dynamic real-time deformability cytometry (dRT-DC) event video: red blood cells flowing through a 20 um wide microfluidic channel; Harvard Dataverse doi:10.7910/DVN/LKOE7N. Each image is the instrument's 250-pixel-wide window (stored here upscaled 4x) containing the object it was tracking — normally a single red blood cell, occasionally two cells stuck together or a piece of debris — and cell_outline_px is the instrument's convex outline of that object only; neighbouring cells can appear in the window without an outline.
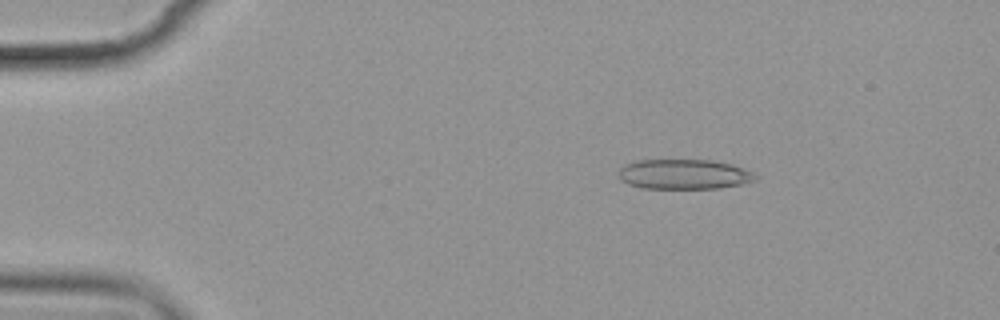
{"species": "common noctule bat (a hibernating species)", "species_latin": "Nyctalus noctula", "temperature_condition": "cold", "stored_images_in_passage": 5, "camera_frame_rate_fps": 3000, "um_per_image_px": 0.085, "animal": {"sex": "female", "body_mass_g": 19.9}, "frame": {"image": 1, "passage_image": 3, "time_ms": 2.0, "image_size_px": [1000, 320], "cell_outline_px": [[756, 180], [744, 184], [720, 188], [644, 188], [628, 184], [620, 180], [620, 168], [624, 164], [632, 160], [712, 160], [732, 164], [744, 168], [752, 172], [756, 176]], "centroid_in_image_um": [58.15, 14.8], "position_along_channel_um": 26.9, "area_um2": 23.99}}
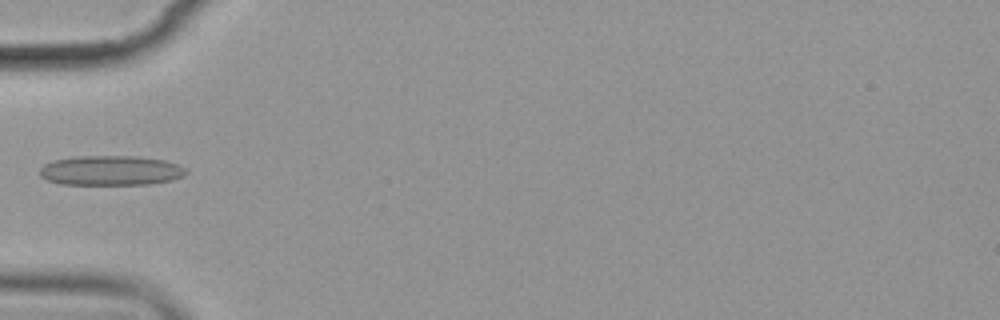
{"frame": {"image": 2, "passage_image": 5, "time_ms": 5.333, "image_size_px": [1000, 320], "cell_outline_px": [[188, 172], [184, 176], [172, 180], [152, 184], [60, 184], [48, 180], [40, 176], [40, 168], [44, 164], [52, 160], [80, 156], [136, 156], [164, 160], [176, 164], [184, 168]], "centroid_in_image_um": [9.41, 14.49], "position_along_channel_um": 75.6, "area_um2": 25.37}}